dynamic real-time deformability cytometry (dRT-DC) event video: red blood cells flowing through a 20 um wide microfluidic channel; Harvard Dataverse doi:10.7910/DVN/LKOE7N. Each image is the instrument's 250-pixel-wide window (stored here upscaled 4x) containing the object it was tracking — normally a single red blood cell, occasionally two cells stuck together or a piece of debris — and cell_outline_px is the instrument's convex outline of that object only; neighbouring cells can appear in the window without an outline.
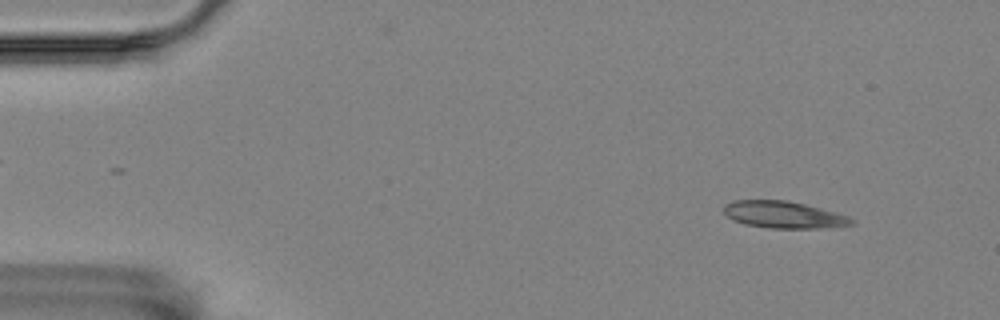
{"species": "Egyptian fruit bat (a non-hibernating species)", "species_latin": "Rousettus aegyptiacus", "temperature_condition": "room temperature", "stored_images_in_passage": 55, "camera_frame_rate_fps": 3000, "um_per_image_px": 0.085, "animal": {"sex": "female"}, "frame": {"image": 1, "passage_image": 4, "time_ms": 1.0, "image_size_px": [1000, 320], "cell_outline_px": [[856, 224], [820, 228], [768, 228], [744, 224], [732, 220], [724, 212], [724, 204], [732, 200], [788, 200], [820, 208], [848, 216], [856, 220]], "centroid_in_image_um": [66.6, 18.25], "position_along_channel_um": 18.4, "area_um2": 20.11}}
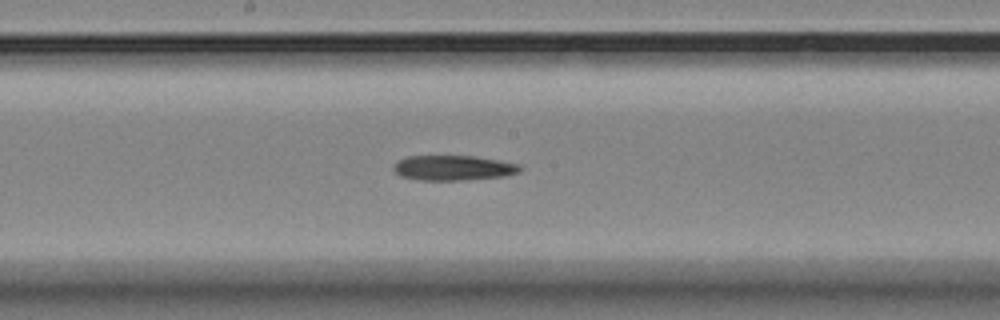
{"frame": {"image": 2, "passage_image": 28, "time_ms": 9.0, "image_size_px": [1000, 320], "cell_outline_px": [[524, 168], [520, 172], [504, 176], [468, 180], [420, 180], [400, 176], [392, 168], [392, 164], [396, 160], [408, 156], [472, 156], [520, 164]], "centroid_in_image_um": [38.51, 14.27], "position_along_channel_um": 209.7, "area_um2": 18.61}}
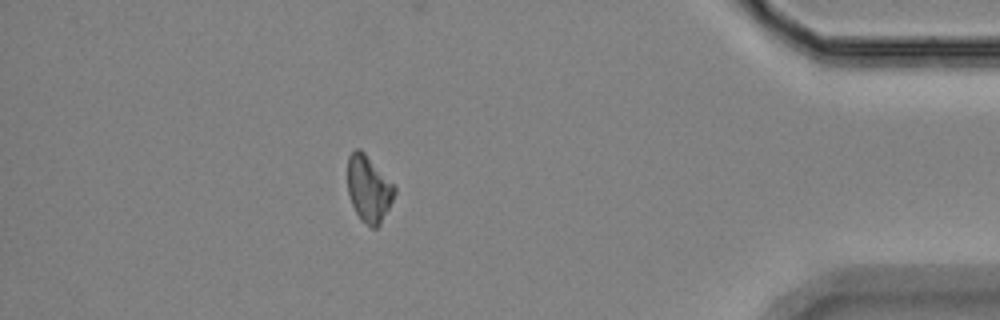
{"frame": {"image": 3, "passage_image": 48, "time_ms": 15.667, "image_size_px": [1000, 320], "cell_outline_px": [[396, 192], [380, 224], [376, 228], [372, 228], [360, 220], [352, 204], [348, 192], [348, 156], [356, 148], [360, 148], [364, 152], [396, 188]], "centroid_in_image_um": [31.32, 16.06], "position_along_channel_um": 403.9, "area_um2": 17.86}}